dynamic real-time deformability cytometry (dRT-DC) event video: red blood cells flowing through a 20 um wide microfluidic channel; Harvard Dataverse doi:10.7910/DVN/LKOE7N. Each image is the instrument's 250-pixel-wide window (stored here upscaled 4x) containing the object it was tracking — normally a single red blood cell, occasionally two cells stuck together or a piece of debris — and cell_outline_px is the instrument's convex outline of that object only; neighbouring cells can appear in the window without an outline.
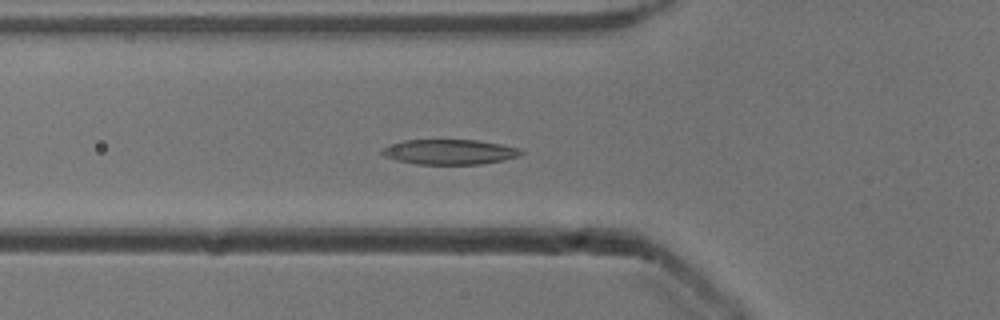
{"species": "common noctule bat (a hibernating species)", "species_latin": "Nyctalus noctula", "temperature_condition": "cold", "stored_images_in_passage": 38, "camera_frame_rate_fps": 3000, "um_per_image_px": 0.085, "animal": {"sex": "male", "body_mass_g": 13.3}, "frame": {"image": 1, "passage_image": 8, "time_ms": 2.333, "image_size_px": [1000, 320], "cell_outline_px": [[524, 152], [520, 156], [504, 160], [480, 164], [416, 164], [396, 160], [384, 156], [380, 152], [380, 148], [388, 144], [404, 140], [476, 140], [500, 144], [516, 148]], "centroid_in_image_um": [38.14, 12.91], "position_along_channel_um": 87.7, "area_um2": 20.35}}
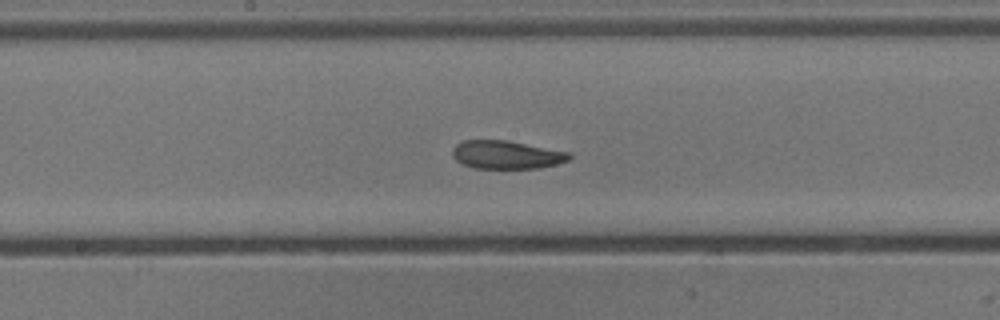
{"frame": {"image": 2, "passage_image": 17, "time_ms": 5.333, "image_size_px": [1000, 320], "cell_outline_px": [[572, 156], [568, 160], [556, 164], [540, 168], [476, 168], [464, 164], [456, 160], [452, 156], [452, 148], [456, 144], [464, 140], [504, 140], [568, 152]], "centroid_in_image_um": [43.01, 13.15], "position_along_channel_um": 205.2, "area_um2": 18.96}}
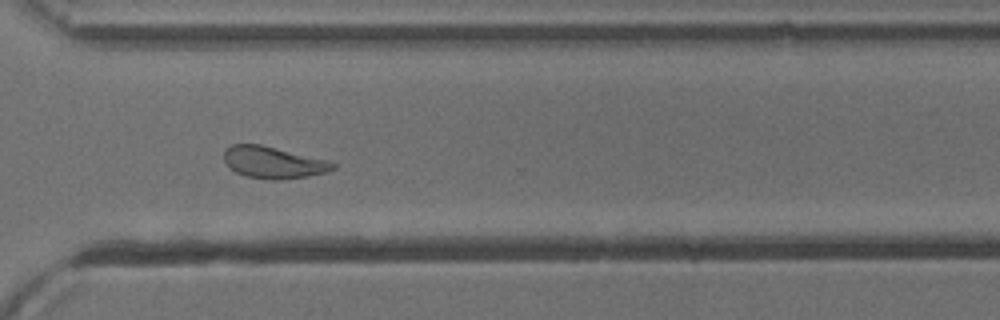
{"frame": {"image": 3, "passage_image": 28, "time_ms": 9.0, "image_size_px": [1000, 320], "cell_outline_px": [[336, 168], [324, 172], [308, 176], [280, 180], [272, 180], [248, 176], [236, 172], [224, 160], [224, 148], [232, 144], [260, 144], [328, 160], [336, 164]], "centroid_in_image_um": [23.23, 13.8], "position_along_channel_um": 347.4, "area_um2": 20.0}, "authors_computed_cell_mechanics": {"area_um2": 20.0277, "velocity_mm_per_s": 3.8932, "shape_relaxation_time_tau1_ms": 5.2985, "shape_relaxation_time_tau2_ms": 3.8021, "deformation_change_tau1": 0.1814, "deformation_change_tau2": 0.1268}}